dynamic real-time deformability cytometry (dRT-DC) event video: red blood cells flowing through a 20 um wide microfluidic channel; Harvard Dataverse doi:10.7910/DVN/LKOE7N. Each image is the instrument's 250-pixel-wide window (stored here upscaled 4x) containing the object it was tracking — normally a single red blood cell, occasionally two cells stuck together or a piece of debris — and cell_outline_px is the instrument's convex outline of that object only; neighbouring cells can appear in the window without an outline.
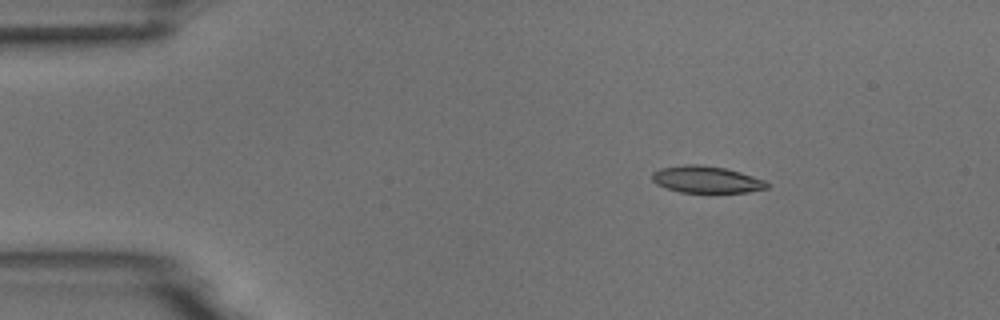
{"species": "common noctule bat (a hibernating species)", "species_latin": "Nyctalus noctula", "temperature_condition": "room temperature", "stored_images_in_passage": 4, "camera_frame_rate_fps": 3000, "um_per_image_px": 0.085, "animal": {"sex": "male", "body_mass_g": 18.8}, "frame": {"image": 1, "passage_image": 2, "time_ms": 1.0, "image_size_px": [1000, 320], "cell_outline_px": [[768, 188], [744, 192], [680, 192], [656, 184], [652, 180], [652, 172], [660, 168], [684, 164], [700, 164], [724, 168], [740, 172], [764, 180], [768, 184]], "centroid_in_image_um": [60.0, 15.24], "position_along_channel_um": 25.0, "area_um2": 17.8}}